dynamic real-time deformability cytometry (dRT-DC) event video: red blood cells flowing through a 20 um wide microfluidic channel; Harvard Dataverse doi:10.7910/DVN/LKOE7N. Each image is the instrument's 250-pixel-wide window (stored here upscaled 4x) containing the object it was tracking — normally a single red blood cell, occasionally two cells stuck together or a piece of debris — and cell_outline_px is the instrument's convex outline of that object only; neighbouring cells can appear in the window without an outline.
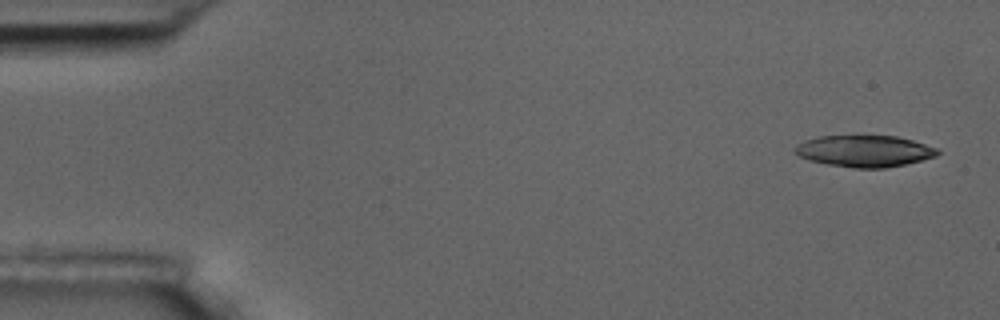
{"species": "common noctule bat (a hibernating species)", "species_latin": "Nyctalus noctula", "temperature_condition": "room temperature", "stored_images_in_passage": 8, "camera_frame_rate_fps": 3000, "um_per_image_px": 0.085, "animal": {"sex": "male", "body_mass_g": 17.5, "forearm_length_mm": 52.3}, "frame": {"image": 1, "passage_image": 1, "time_ms": 0.0, "image_size_px": [1000, 320], "cell_outline_px": [[940, 152], [936, 156], [904, 164], [884, 168], [852, 168], [828, 164], [808, 160], [800, 156], [796, 152], [796, 144], [804, 140], [816, 136], [856, 132], [896, 136], [912, 140], [936, 148]], "centroid_in_image_um": [73.42, 12.78], "position_along_channel_um": 11.6, "area_um2": 27.17}}
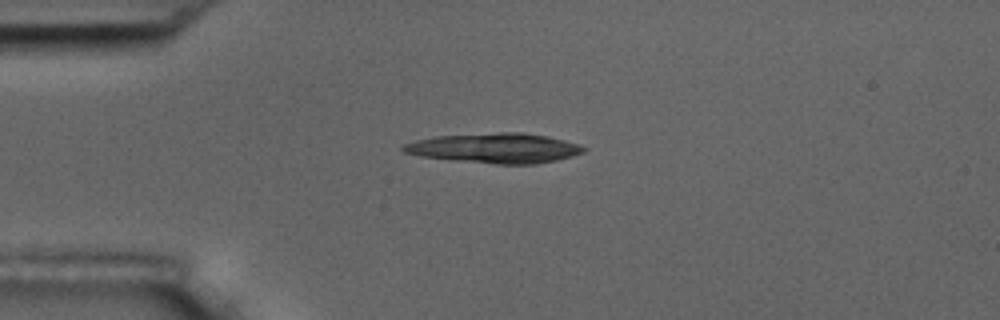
{"frame": {"image": 2, "passage_image": 4, "time_ms": 3.667, "image_size_px": [1000, 320], "cell_outline_px": [[588, 148], [584, 152], [572, 156], [556, 160], [536, 164], [496, 164], [456, 160], [420, 156], [404, 152], [400, 148], [404, 144], [416, 140], [436, 136], [500, 132], [524, 132], [548, 136], [580, 144]], "centroid_in_image_um": [42.11, 12.58], "position_along_channel_um": 42.9, "area_um2": 31.44}}